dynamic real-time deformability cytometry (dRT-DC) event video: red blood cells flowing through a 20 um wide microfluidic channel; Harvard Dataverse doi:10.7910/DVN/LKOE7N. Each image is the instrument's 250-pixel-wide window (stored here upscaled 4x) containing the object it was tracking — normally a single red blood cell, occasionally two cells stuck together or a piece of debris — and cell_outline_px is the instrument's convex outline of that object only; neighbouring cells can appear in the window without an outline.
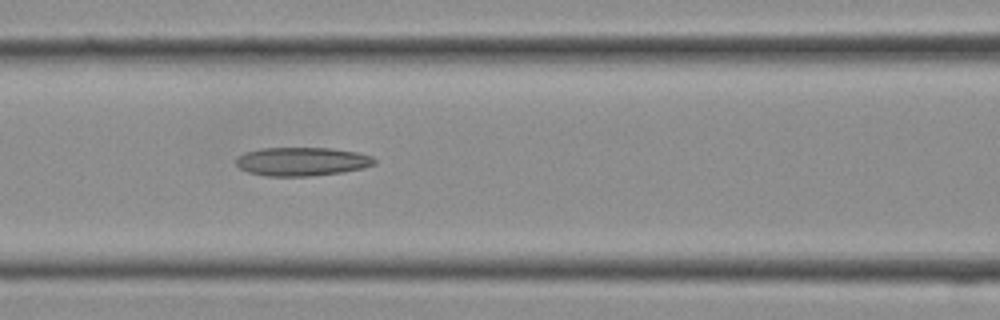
{"species": "Egyptian fruit bat (a non-hibernating species)", "species_latin": "Rousettus aegyptiacus", "temperature_condition": "cold", "stored_images_in_passage": 12, "camera_frame_rate_fps": 3000, "um_per_image_px": 0.085, "frame": {"image": 1, "passage_image": 12, "time_ms": 3.667, "image_size_px": [1000, 320], "cell_outline_px": [[376, 164], [364, 168], [344, 172], [308, 176], [268, 176], [248, 172], [240, 168], [236, 164], [236, 160], [244, 152], [260, 148], [332, 148], [356, 152], [372, 156], [376, 160]], "centroid_in_image_um": [25.69, 13.73], "position_along_channel_um": 140.9, "area_um2": 23.12}}